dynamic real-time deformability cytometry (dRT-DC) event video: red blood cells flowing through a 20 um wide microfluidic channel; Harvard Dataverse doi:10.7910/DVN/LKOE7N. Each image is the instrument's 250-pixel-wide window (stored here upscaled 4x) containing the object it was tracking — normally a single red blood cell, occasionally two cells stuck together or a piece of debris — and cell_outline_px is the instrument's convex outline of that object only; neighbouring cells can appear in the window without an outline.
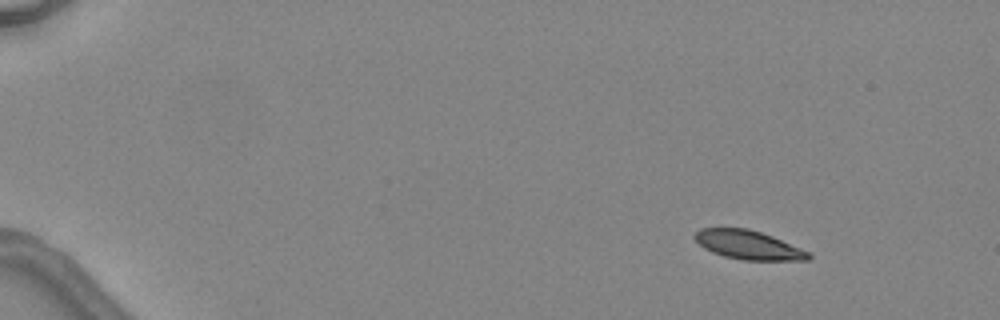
{"species": "common noctule bat (a hibernating species)", "species_latin": "Nyctalus noctula", "temperature_condition": "warm", "stored_images_in_passage": 5, "camera_frame_rate_fps": 3000, "um_per_image_px": 0.085, "animal": {"sex": "female", "body_mass_g": 24.6, "forearm_length_mm": 56.2}, "frame": {"image": 1, "passage_image": 1, "time_ms": 0.0, "image_size_px": [1000, 320], "cell_outline_px": [[812, 256], [808, 260], [744, 260], [724, 256], [712, 252], [704, 248], [692, 236], [700, 228], [748, 228], [772, 236], [812, 252]], "centroid_in_image_um": [63.64, 20.82], "position_along_channel_um": 21.4, "area_um2": 19.19}}
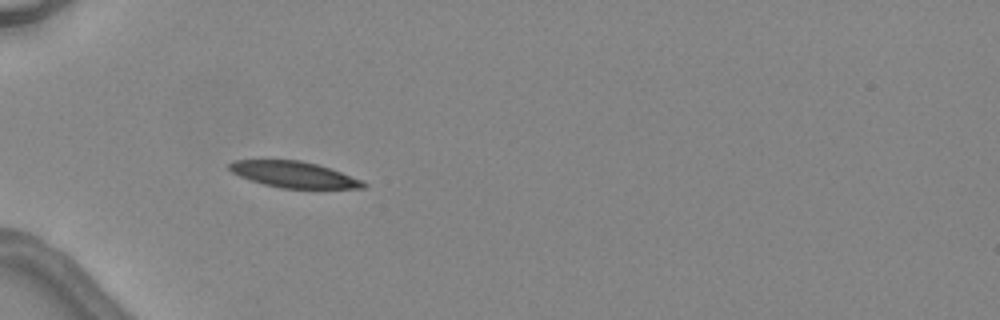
{"frame": {"image": 2, "passage_image": 4, "time_ms": 3.667, "image_size_px": [1000, 320], "cell_outline_px": [[368, 184], [364, 188], [280, 188], [264, 184], [240, 176], [232, 172], [228, 168], [228, 164], [236, 160], [300, 160], [316, 164], [364, 180]], "centroid_in_image_um": [24.99, 14.83], "position_along_channel_um": 60.0, "area_um2": 20.17}}